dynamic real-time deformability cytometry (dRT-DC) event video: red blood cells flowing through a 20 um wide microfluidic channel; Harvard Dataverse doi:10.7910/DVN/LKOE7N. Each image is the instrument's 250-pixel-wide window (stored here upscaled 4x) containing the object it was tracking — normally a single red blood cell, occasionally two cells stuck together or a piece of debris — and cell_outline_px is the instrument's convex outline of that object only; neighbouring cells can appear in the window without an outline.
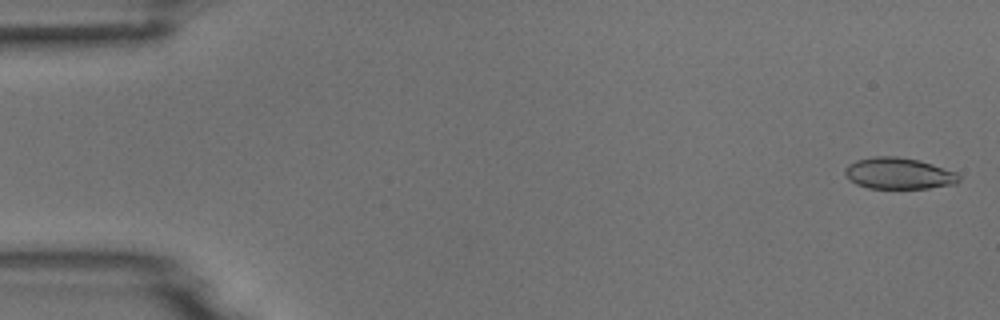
{"species": "common noctule bat (a hibernating species)", "species_latin": "Nyctalus noctula", "temperature_condition": "room temperature", "stored_images_in_passage": 54, "camera_frame_rate_fps": 3000, "um_per_image_px": 0.085, "animal": {"sex": "male", "body_mass_g": 18.8}, "frame": {"image": 1, "passage_image": 2, "time_ms": 0.333, "image_size_px": [1000, 320], "cell_outline_px": [[960, 180], [956, 184], [928, 188], [868, 188], [856, 184], [848, 180], [844, 172], [844, 168], [848, 164], [856, 160], [872, 156], [896, 156], [920, 160], [956, 172], [960, 176]], "centroid_in_image_um": [76.36, 14.73], "position_along_channel_um": 8.6, "area_um2": 21.04}}
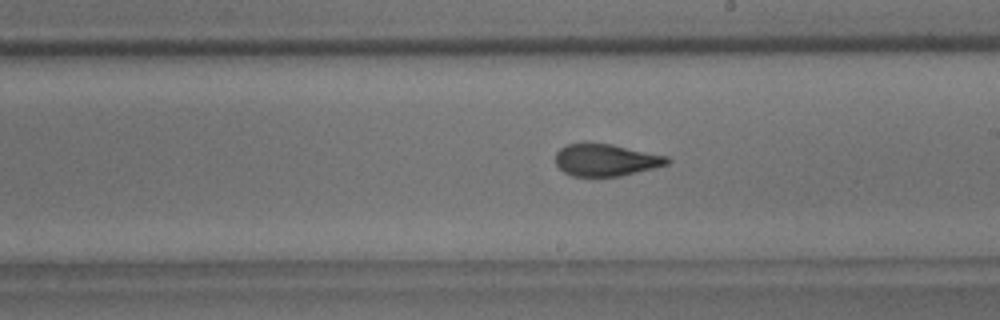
{"frame": {"image": 2, "passage_image": 31, "time_ms": 10.0, "image_size_px": [1000, 320], "cell_outline_px": [[672, 160], [668, 164], [656, 168], [620, 176], [572, 176], [564, 172], [556, 164], [556, 152], [560, 148], [568, 144], [588, 140], [612, 144], [668, 156]], "centroid_in_image_um": [51.5, 13.57], "position_along_channel_um": 237.5, "area_um2": 21.44}}
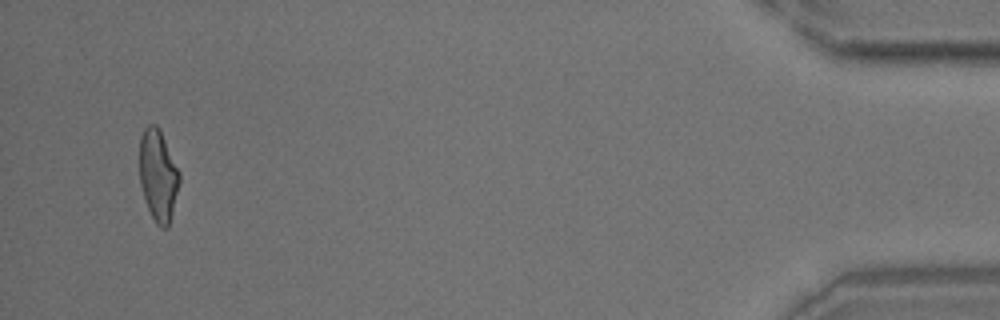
{"frame": {"image": 3, "passage_image": 52, "time_ms": 17.0, "image_size_px": [1000, 320], "cell_outline_px": [[180, 180], [168, 228], [160, 228], [156, 224], [148, 208], [140, 184], [140, 136], [144, 128], [148, 124], [156, 124], [160, 128], [180, 172]], "centroid_in_image_um": [13.44, 14.87], "position_along_channel_um": 421.8, "area_um2": 21.27}}